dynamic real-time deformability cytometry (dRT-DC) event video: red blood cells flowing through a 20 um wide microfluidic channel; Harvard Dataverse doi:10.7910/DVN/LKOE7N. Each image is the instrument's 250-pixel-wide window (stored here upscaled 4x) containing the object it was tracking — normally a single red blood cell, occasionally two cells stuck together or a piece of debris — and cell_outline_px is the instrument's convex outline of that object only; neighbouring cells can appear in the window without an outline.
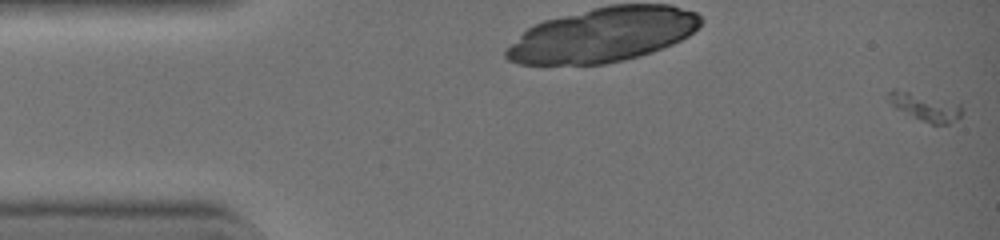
{"species": "common noctule bat (a hibernating species)", "species_latin": "Nyctalus noctula", "temperature_condition": "warm", "stored_images_in_passage": 36, "camera_frame_rate_fps": 3000, "um_per_image_px": 0.085, "animal": {"sex": "female", "body_mass_g": 19.0, "forearm_length_mm": 51.5}, "frame": {"image": 1, "passage_image": 1, "time_ms": 0.0, "image_size_px": [1000, 240], "cell_outline_px": [[960, 116], [948, 124], [932, 124], [896, 108], [892, 104], [888, 92], [892, 88], [960, 104]], "centroid_in_image_um": [78.64, 9.09], "position_along_channel_um": 6.4, "area_um2": 11.04}}
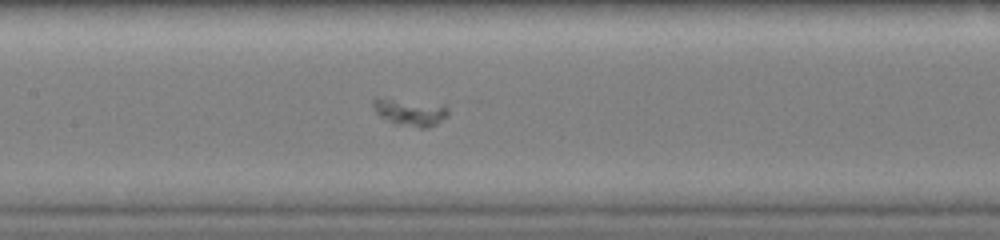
{"frame": {"image": 2, "passage_image": 22, "time_ms": 7.0, "image_size_px": [1000, 240], "cell_outline_px": [[448, 112], [436, 124], [428, 128], [420, 128], [396, 124], [380, 116], [376, 112], [372, 104], [372, 100], [376, 96], [448, 108]], "centroid_in_image_um": [34.73, 9.56], "position_along_channel_um": 172.7, "area_um2": 11.16}}
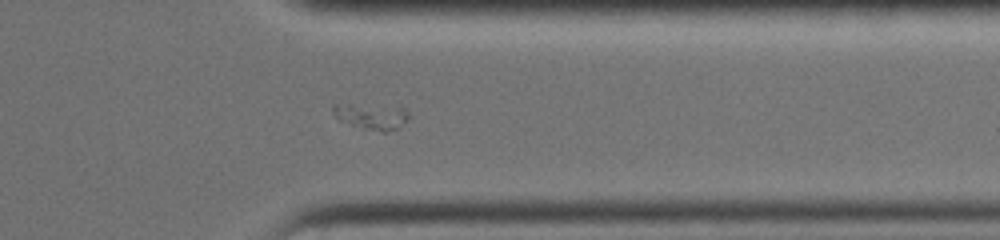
{"frame": {"image": 3, "passage_image": 36, "time_ms": 11.667, "image_size_px": [1000, 240], "cell_outline_px": [[408, 120], [400, 128], [384, 132], [380, 132], [364, 128], [352, 124], [336, 116], [332, 112], [332, 104], [348, 104], [404, 108], [408, 112]], "centroid_in_image_um": [31.62, 9.9], "position_along_channel_um": 379.8, "area_um2": 11.04}}